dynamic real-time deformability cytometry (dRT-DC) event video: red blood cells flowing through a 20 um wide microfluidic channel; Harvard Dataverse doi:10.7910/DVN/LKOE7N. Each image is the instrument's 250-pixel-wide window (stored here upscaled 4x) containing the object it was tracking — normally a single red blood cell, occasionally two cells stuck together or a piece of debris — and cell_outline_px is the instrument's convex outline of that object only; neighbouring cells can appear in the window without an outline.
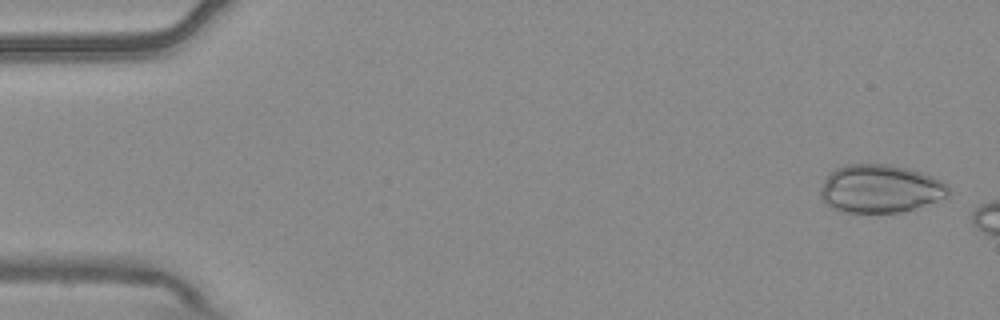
{"species": "common noctule bat (a hibernating species)", "species_latin": "Nyctalus noctula", "temperature_condition": "warm", "stored_images_in_passage": 3, "camera_frame_rate_fps": 3000, "um_per_image_px": 0.085, "animal": {"sex": "male", "body_mass_g": 20.4}, "frame": {"image": 1, "passage_image": 1, "time_ms": 0.0, "image_size_px": [1000, 320], "cell_outline_px": [[948, 196], [900, 212], [844, 212], [828, 204], [820, 196], [820, 188], [824, 180], [836, 168], [848, 164], [892, 164], [920, 172], [932, 176], [948, 184]], "centroid_in_image_um": [74.8, 16.02], "position_along_channel_um": 10.2, "area_um2": 35.32}}